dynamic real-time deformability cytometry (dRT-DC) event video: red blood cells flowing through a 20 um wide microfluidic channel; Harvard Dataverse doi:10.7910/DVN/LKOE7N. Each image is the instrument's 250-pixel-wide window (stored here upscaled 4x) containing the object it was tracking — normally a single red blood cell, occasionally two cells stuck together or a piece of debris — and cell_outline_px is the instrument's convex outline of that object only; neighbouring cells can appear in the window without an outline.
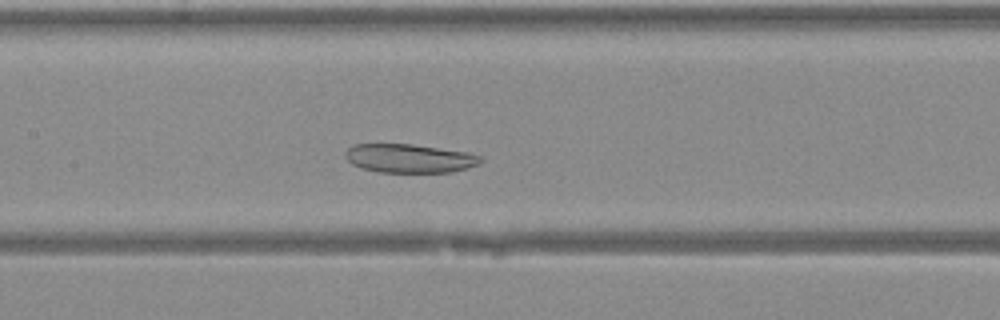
{"species": "Egyptian fruit bat (a non-hibernating species)", "species_latin": "Rousettus aegyptiacus", "temperature_condition": "warm", "stored_images_in_passage": 40, "camera_frame_rate_fps": 3000, "um_per_image_px": 0.085, "animal": {"sex": "female"}, "frame": {"image": 1, "passage_image": 19, "time_ms": 6.0, "image_size_px": [1000, 320], "cell_outline_px": [[484, 160], [480, 164], [468, 168], [452, 172], [376, 172], [360, 168], [352, 164], [344, 156], [348, 148], [352, 144], [412, 144], [468, 152], [480, 156]], "centroid_in_image_um": [34.81, 13.46], "position_along_channel_um": 172.6, "area_um2": 22.83}}
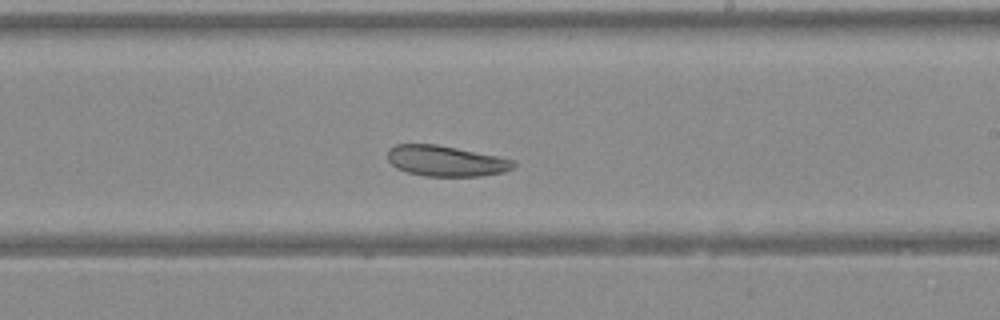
{"frame": {"image": 2, "passage_image": 24, "time_ms": 7.667, "image_size_px": [1000, 320], "cell_outline_px": [[516, 164], [512, 168], [504, 172], [480, 176], [424, 176], [408, 172], [396, 168], [388, 160], [388, 148], [396, 144], [436, 144], [516, 160]], "centroid_in_image_um": [37.89, 13.68], "position_along_channel_um": 251.1, "area_um2": 22.43}}
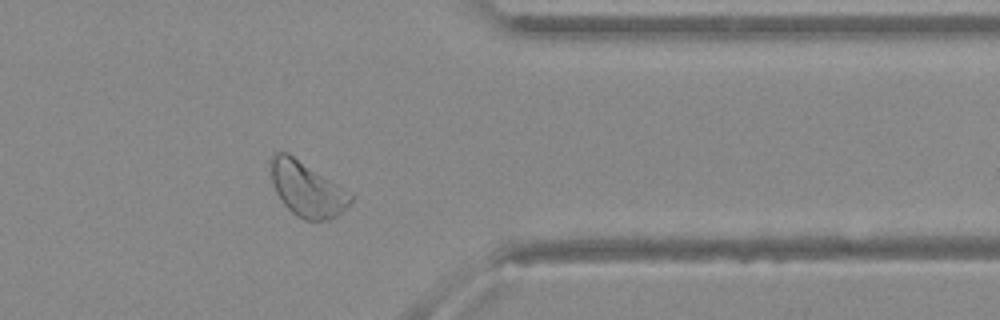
{"frame": {"image": 3, "passage_image": 33, "time_ms": 10.667, "image_size_px": [1000, 320], "cell_outline_px": [[356, 196], [332, 220], [304, 220], [296, 216], [284, 204], [276, 192], [272, 184], [272, 156], [276, 152], [288, 152]], "centroid_in_image_um": [26.11, 16.09], "position_along_channel_um": 385.3, "area_um2": 25.14}}